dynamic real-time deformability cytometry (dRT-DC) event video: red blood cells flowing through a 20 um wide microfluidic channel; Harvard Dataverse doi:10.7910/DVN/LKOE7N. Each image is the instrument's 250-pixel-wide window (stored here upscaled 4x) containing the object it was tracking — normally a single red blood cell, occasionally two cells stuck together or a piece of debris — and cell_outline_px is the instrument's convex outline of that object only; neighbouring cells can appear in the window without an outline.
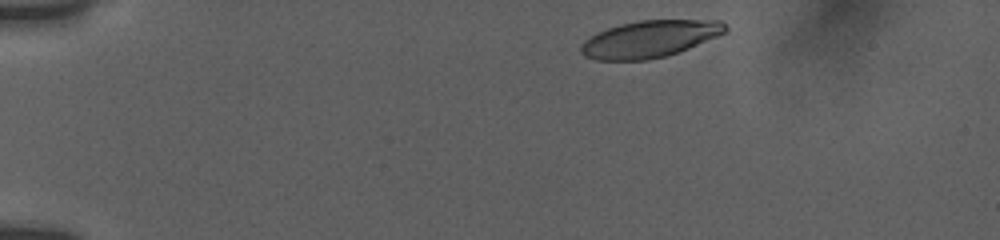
{"species": "human", "species_latin": "Homo sapiens", "temperature_condition": "room temperature", "stored_images_in_passage": 22, "camera_frame_rate_fps": 3000, "um_per_image_px": 0.085, "donor": {"sex": "female"}, "frame": {"image": 1, "passage_image": 2, "time_ms": 0.667, "image_size_px": [1000, 240], "cell_outline_px": [[728, 32], [688, 48], [664, 56], [648, 60], [596, 60], [584, 56], [580, 52], [580, 44], [584, 40], [596, 32], [620, 24], [640, 20], [720, 20], [728, 28]], "centroid_in_image_um": [55.19, 3.31], "position_along_channel_um": 29.8, "area_um2": 31.1}}
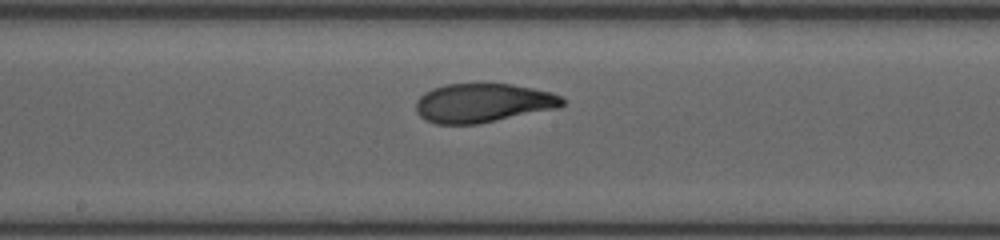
{"frame": {"image": 2, "passage_image": 13, "time_ms": 7.667, "image_size_px": [1000, 240], "cell_outline_px": [[564, 104], [560, 108], [476, 124], [436, 124], [424, 120], [416, 112], [416, 100], [424, 92], [432, 88], [444, 84], [512, 84], [552, 92], [560, 96], [564, 100]], "centroid_in_image_um": [41.03, 8.75], "position_along_channel_um": 207.2, "area_um2": 33.41}}
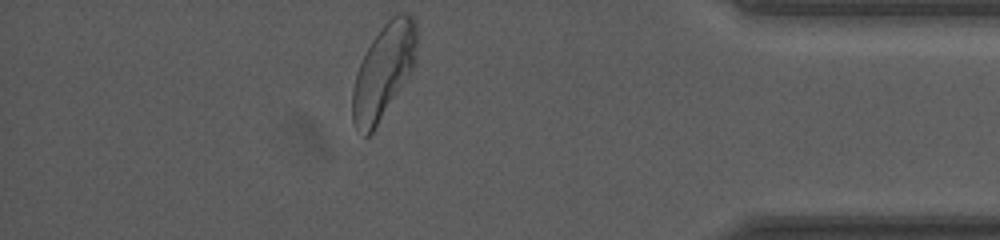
{"frame": {"image": 3, "passage_image": 22, "time_ms": 13.667, "image_size_px": [1000, 240], "cell_outline_px": [[416, 60], [408, 76], [372, 132], [368, 136], [364, 136], [356, 128], [352, 120], [352, 88], [356, 72], [372, 40], [384, 24], [392, 16], [400, 12], [404, 12], [412, 16], [416, 20]], "centroid_in_image_um": [32.59, 6.04], "position_along_channel_um": 402.6, "area_um2": 34.8}, "authors_computed_cell_mechanics": {"area_um2": 33.6107, "velocity_mm_per_s": 3.7547, "shape_relaxation_time_tau1_ms": 3.9425, "shape_relaxation_time_tau2_ms": 0.9516, "deformation_change_tau1": 0.1583, "deformation_change_tau2": 0.0681}}